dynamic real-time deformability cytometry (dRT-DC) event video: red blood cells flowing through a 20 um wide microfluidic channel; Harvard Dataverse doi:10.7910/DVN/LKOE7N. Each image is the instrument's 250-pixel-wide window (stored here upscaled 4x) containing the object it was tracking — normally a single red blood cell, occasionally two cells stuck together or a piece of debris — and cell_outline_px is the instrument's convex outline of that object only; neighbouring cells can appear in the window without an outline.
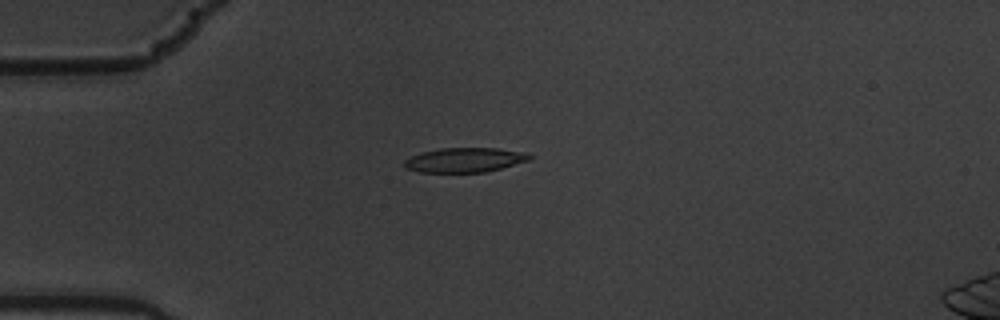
{"species": "common noctule bat (a hibernating species)", "species_latin": "Nyctalus noctula", "temperature_condition": "warm", "stored_images_in_passage": 8, "camera_frame_rate_fps": 3000, "um_per_image_px": 0.085, "animal": {"sex": "male", "body_mass_g": 19.5, "forearm_length_mm": 54.6}, "frame": {"image": 1, "passage_image": 5, "time_ms": 1.333, "image_size_px": [1000, 320], "cell_outline_px": [[532, 156], [528, 160], [500, 168], [484, 172], [420, 172], [404, 168], [404, 160], [420, 152], [440, 148], [496, 148], [528, 152]], "centroid_in_image_um": [39.47, 13.59], "position_along_channel_um": 45.5, "area_um2": 17.86}}
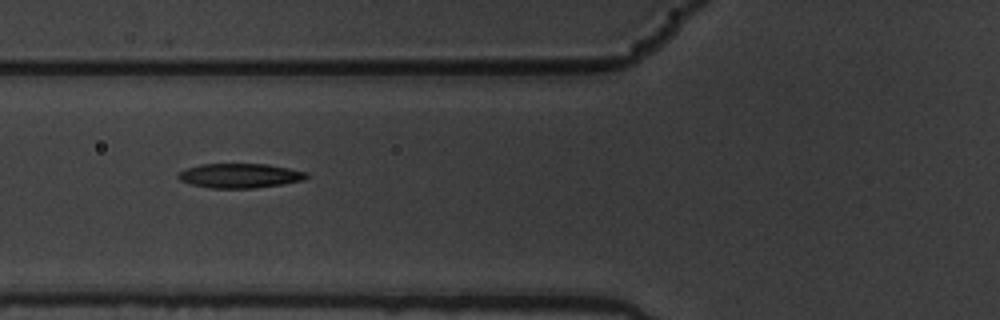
{"frame": {"image": 2, "passage_image": 7, "time_ms": 2.0, "image_size_px": [1000, 320], "cell_outline_px": [[308, 176], [304, 180], [280, 184], [252, 188], [212, 188], [192, 184], [180, 180], [176, 176], [184, 168], [200, 164], [268, 164], [308, 172]], "centroid_in_image_um": [20.37, 14.92], "position_along_channel_um": 105.4, "area_um2": 18.21}}
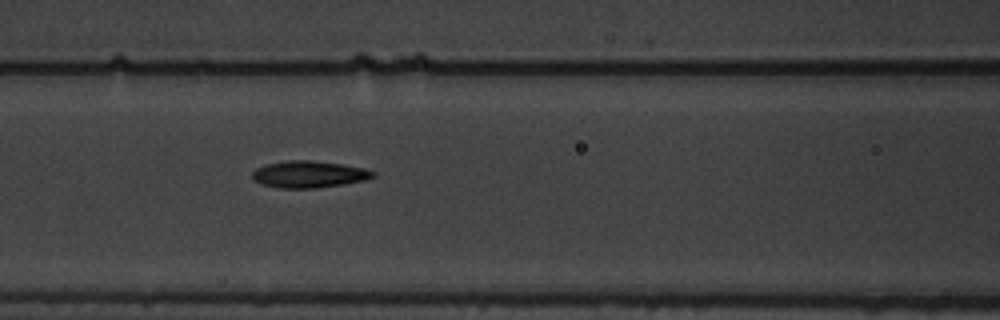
{"frame": {"image": 3, "passage_image": 8, "time_ms": 2.333, "image_size_px": [1000, 320], "cell_outline_px": [[376, 176], [364, 180], [344, 184], [316, 188], [280, 188], [260, 184], [252, 180], [252, 172], [256, 168], [268, 164], [288, 160], [312, 160], [340, 164], [364, 168], [376, 172]], "centroid_in_image_um": [26.24, 14.82], "position_along_channel_um": 140.4, "area_um2": 18.9}}